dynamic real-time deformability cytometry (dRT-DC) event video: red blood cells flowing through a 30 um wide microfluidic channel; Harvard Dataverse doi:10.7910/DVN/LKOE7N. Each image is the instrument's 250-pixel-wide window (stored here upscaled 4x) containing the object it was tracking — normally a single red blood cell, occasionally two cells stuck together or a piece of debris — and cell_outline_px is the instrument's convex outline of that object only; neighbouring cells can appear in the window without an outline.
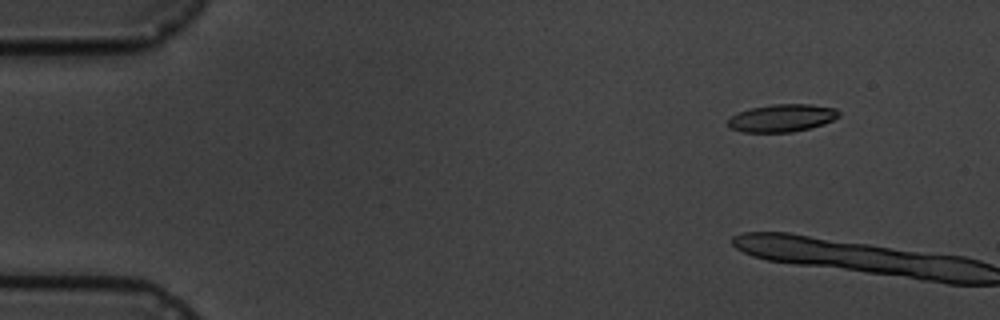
{"species": "common noctule bat (a hibernating species)", "species_latin": "Nyctalus noctula", "temperature_condition": "cold", "stored_images_in_passage": 2, "camera_frame_rate_fps": 3000, "um_per_image_px": 0.085, "animal": {"sex": "male", "body_mass_g": 19.5, "forearm_length_mm": 54.6}, "frame": {"image": 1, "passage_image": 1, "time_ms": 0.0, "image_size_px": [1000, 320], "cell_outline_px": [[840, 116], [824, 124], [812, 128], [792, 132], [744, 132], [728, 128], [728, 120], [732, 116], [740, 112], [752, 108], [772, 104], [812, 104], [836, 108], [840, 112]], "centroid_in_image_um": [66.51, 10.03], "position_along_channel_um": 18.5, "area_um2": 17.92}}